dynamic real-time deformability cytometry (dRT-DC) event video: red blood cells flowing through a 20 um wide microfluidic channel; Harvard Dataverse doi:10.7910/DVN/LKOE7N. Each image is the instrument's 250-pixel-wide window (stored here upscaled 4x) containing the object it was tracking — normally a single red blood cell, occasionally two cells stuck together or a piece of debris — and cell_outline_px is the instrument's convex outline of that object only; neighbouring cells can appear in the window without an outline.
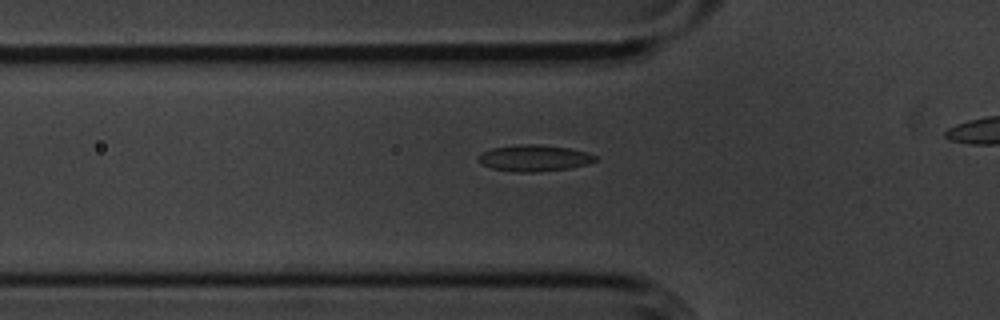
{"species": "common noctule bat (a hibernating species)", "species_latin": "Nyctalus noctula", "temperature_condition": "cold", "stored_images_in_passage": 34, "segment_of_instrument_passage": [1, 2], "camera_frame_rate_fps": 3000, "um_per_image_px": 0.085, "animal": {"sex": "male", "body_mass_g": 20.1, "forearm_length_mm": 53.5}, "frame": {"image": 1, "passage_image": 7, "time_ms": 2.0, "image_size_px": [1000, 320], "cell_outline_px": [[596, 160], [588, 164], [568, 168], [536, 172], [516, 172], [492, 168], [480, 164], [476, 160], [476, 156], [492, 148], [516, 144], [540, 144], [568, 148], [588, 152], [596, 156]], "centroid_in_image_um": [45.37, 13.43], "position_along_channel_um": 80.4, "area_um2": 18.09}}
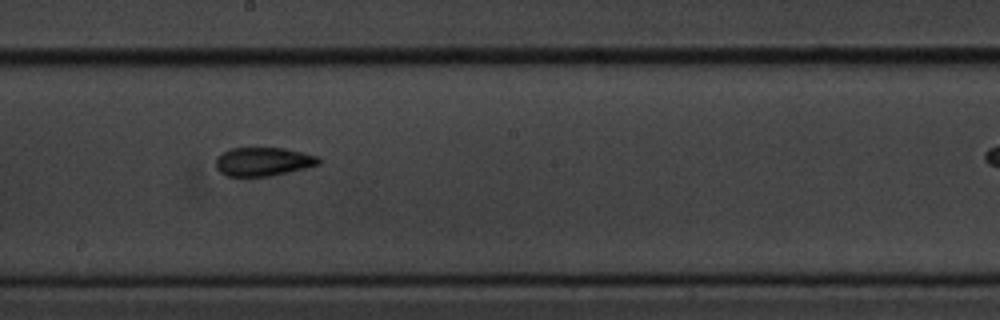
{"frame": {"image": 2, "passage_image": 19, "time_ms": 6.0, "image_size_px": [1000, 320], "cell_outline_px": [[320, 164], [288, 172], [268, 176], [228, 176], [220, 172], [216, 168], [216, 156], [232, 148], [284, 148], [304, 152], [320, 156]], "centroid_in_image_um": [22.39, 13.73], "position_along_channel_um": 225.8, "area_um2": 17.17}}
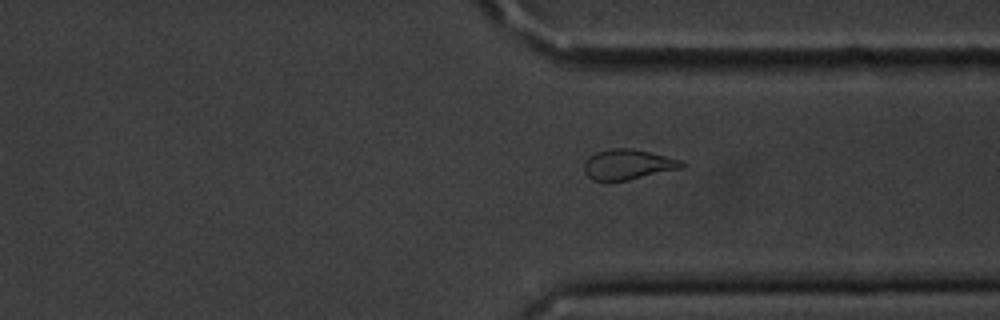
{"frame": {"image": 3, "passage_image": 30, "time_ms": 9.667, "image_size_px": [1000, 320], "cell_outline_px": [[684, 168], [628, 180], [592, 180], [584, 172], [584, 164], [588, 156], [596, 152], [612, 148], [632, 148], [680, 160], [684, 164]], "centroid_in_image_um": [53.35, 13.98], "position_along_channel_um": 358.0, "area_um2": 17.05}}